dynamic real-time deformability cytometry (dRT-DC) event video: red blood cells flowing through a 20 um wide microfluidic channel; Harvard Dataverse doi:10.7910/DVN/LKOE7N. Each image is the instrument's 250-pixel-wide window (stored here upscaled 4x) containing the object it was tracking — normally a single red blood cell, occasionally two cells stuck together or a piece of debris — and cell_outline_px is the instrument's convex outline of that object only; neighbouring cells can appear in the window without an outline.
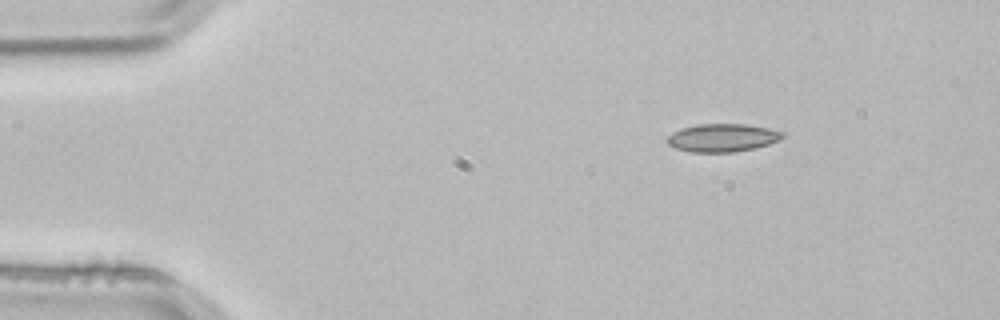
{"species": "common noctule bat (a hibernating species)", "species_latin": "Nyctalus noctula", "temperature_condition": "room temperature", "stored_images_in_passage": 4, "segment_of_instrument_passage": [2, 2], "camera_frame_rate_fps": 3000, "um_per_image_px": 0.085, "animal": {"sex": "male", "body_mass_g": 21.5, "forearm_length_mm": 52.0}, "frame": {"image": 1, "passage_image": 4, "time_ms": 1.0, "image_size_px": [1000, 320], "cell_outline_px": [[784, 136], [780, 140], [756, 148], [736, 152], [692, 152], [676, 148], [668, 144], [664, 140], [672, 132], [680, 128], [696, 124], [744, 124], [768, 128], [784, 132]], "centroid_in_image_um": [61.39, 11.71], "position_along_channel_um": 23.6, "area_um2": 19.02}}